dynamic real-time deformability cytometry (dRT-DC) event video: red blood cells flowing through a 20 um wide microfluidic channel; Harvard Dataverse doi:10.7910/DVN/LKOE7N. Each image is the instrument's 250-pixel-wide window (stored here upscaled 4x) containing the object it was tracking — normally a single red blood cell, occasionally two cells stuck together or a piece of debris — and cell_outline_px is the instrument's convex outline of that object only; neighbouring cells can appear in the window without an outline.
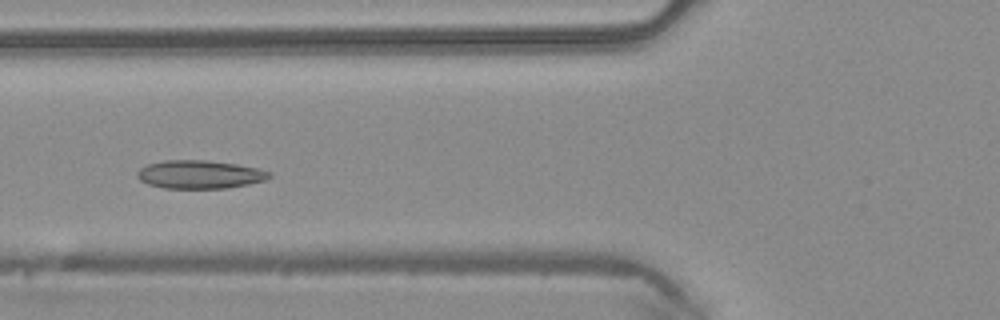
{"species": "common noctule bat (a hibernating species)", "species_latin": "Nyctalus noctula", "temperature_condition": "warm", "stored_images_in_passage": 17, "camera_frame_rate_fps": 3000, "um_per_image_px": 0.085, "animal": {"sex": "male", "body_mass_g": 20.4}, "frame": {"image": 1, "passage_image": 8, "time_ms": 2.333, "image_size_px": [1000, 320], "cell_outline_px": [[272, 176], [264, 180], [248, 184], [228, 188], [164, 188], [148, 184], [140, 180], [136, 176], [136, 172], [140, 168], [148, 164], [164, 160], [208, 160], [236, 164], [256, 168], [272, 172]], "centroid_in_image_um": [16.96, 14.82], "position_along_channel_um": 108.8, "area_um2": 21.79}}